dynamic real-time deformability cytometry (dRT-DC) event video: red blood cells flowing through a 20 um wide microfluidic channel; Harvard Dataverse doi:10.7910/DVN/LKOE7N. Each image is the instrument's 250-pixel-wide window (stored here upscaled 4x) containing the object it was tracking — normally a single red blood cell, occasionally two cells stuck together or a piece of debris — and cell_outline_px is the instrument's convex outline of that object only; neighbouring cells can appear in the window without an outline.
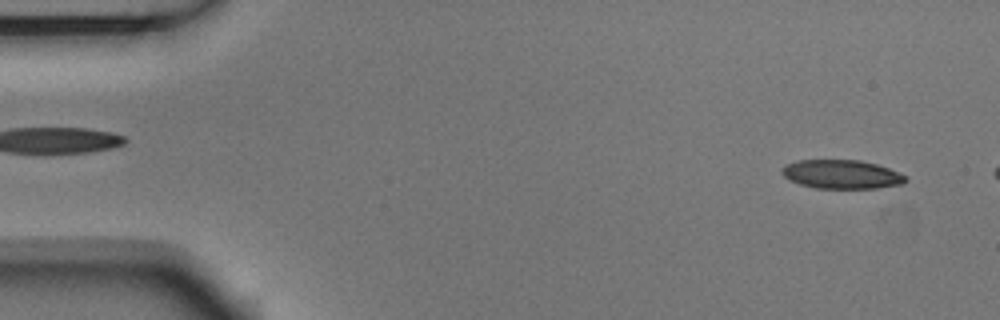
{"species": "Egyptian fruit bat (a non-hibernating species)", "species_latin": "Rousettus aegyptiacus", "temperature_condition": "room temperature", "stored_images_in_passage": 16, "camera_frame_rate_fps": 3000, "um_per_image_px": 0.085, "animal": {"sex": "male"}, "frame": {"image": 1, "passage_image": 3, "time_ms": 0.667, "image_size_px": [1000, 320], "cell_outline_px": [[908, 180], [904, 184], [880, 188], [816, 188], [800, 184], [788, 180], [780, 172], [780, 168], [784, 164], [796, 160], [860, 160], [876, 164], [888, 168], [908, 176]], "centroid_in_image_um": [71.53, 14.81], "position_along_channel_um": 13.5, "area_um2": 21.1}}
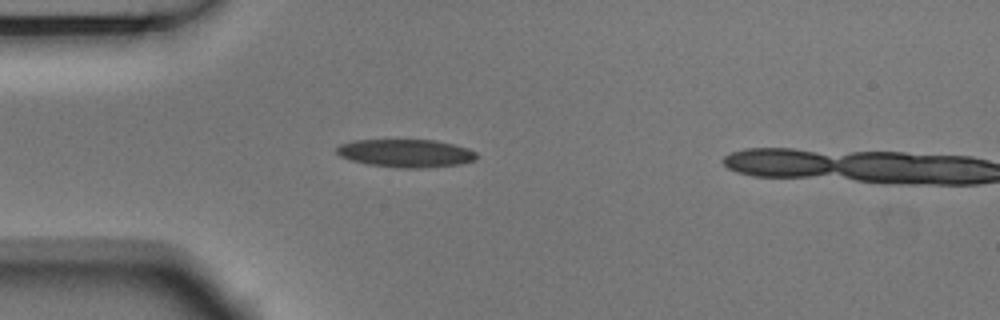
{"frame": {"image": 2, "passage_image": 14, "time_ms": 4.333, "image_size_px": [1000, 320], "cell_outline_px": [[476, 160], [460, 164], [416, 168], [404, 168], [368, 164], [352, 160], [340, 156], [336, 152], [336, 148], [340, 144], [352, 140], [436, 140], [468, 148], [476, 152]], "centroid_in_image_um": [34.49, 13.01], "position_along_channel_um": 50.5, "area_um2": 22.66}}